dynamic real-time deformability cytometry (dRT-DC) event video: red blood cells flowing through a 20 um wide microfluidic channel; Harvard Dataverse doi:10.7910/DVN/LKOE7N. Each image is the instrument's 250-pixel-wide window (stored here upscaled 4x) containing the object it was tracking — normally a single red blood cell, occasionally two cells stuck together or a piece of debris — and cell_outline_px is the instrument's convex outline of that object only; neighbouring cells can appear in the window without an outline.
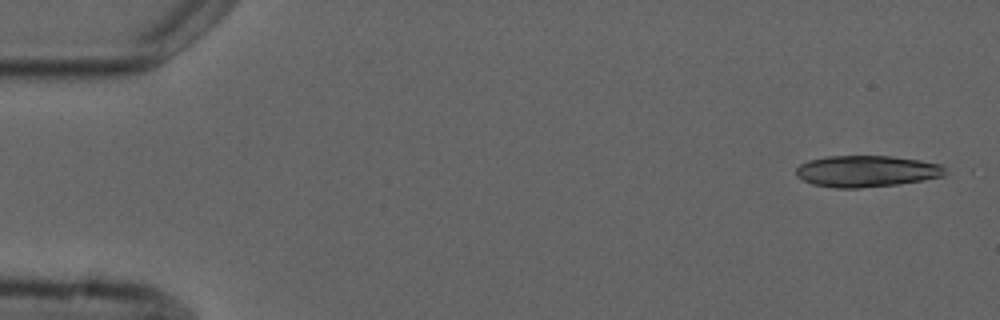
{"species": "common noctule bat (a hibernating species)", "species_latin": "Nyctalus noctula", "temperature_condition": "cold", "stored_images_in_passage": 4, "camera_frame_rate_fps": 3000, "um_per_image_px": 0.085, "animal": {"sex": "male", "forearm_length_mm": 52.5}, "frame": {"image": 1, "passage_image": 1, "time_ms": 0.0, "image_size_px": [1000, 320], "cell_outline_px": [[948, 172], [944, 176], [924, 180], [896, 184], [860, 188], [836, 188], [812, 184], [796, 176], [796, 168], [800, 164], [808, 160], [824, 156], [892, 156], [920, 160], [940, 164]], "centroid_in_image_um": [73.65, 14.55], "position_along_channel_um": 11.3, "area_um2": 27.46}}